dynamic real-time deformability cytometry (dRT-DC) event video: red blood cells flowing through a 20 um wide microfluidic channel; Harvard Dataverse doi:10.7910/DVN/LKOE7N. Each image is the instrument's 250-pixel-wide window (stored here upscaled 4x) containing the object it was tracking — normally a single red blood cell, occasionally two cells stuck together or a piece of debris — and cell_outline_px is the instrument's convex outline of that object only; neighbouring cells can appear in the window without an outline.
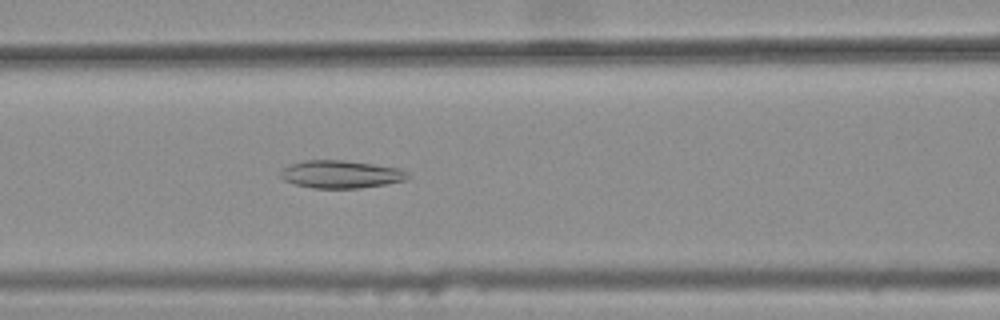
{"species": "common noctule bat (a hibernating species)", "species_latin": "Nyctalus noctula", "temperature_condition": "warm", "stored_images_in_passage": 45, "camera_frame_rate_fps": 3000, "um_per_image_px": 0.085, "animal": {"sex": "female", "body_mass_g": 25.1}, "frame": {"image": 1, "passage_image": 22, "time_ms": 7.0, "image_size_px": [1000, 320], "cell_outline_px": [[412, 176], [404, 180], [384, 184], [360, 188], [312, 188], [296, 184], [284, 180], [280, 176], [280, 172], [284, 168], [292, 164], [304, 160], [344, 160], [400, 168], [408, 172]], "centroid_in_image_um": [28.99, 14.81], "position_along_channel_um": 137.6, "area_um2": 20.46}}
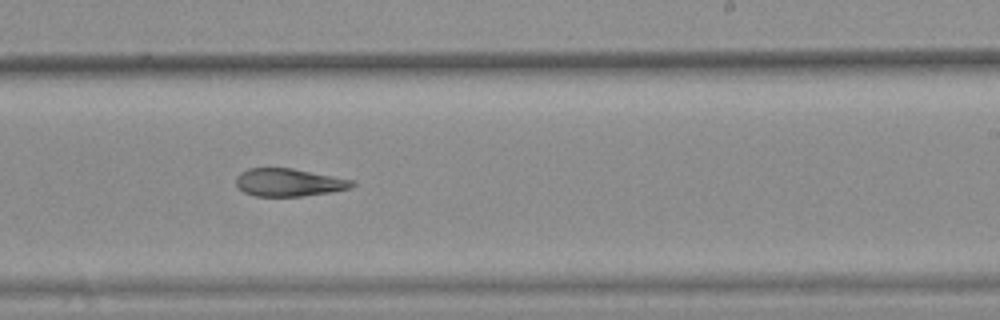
{"frame": {"image": 2, "passage_image": 32, "time_ms": 10.333, "image_size_px": [1000, 320], "cell_outline_px": [[356, 184], [348, 188], [332, 192], [304, 196], [256, 196], [244, 192], [236, 184], [236, 176], [240, 172], [248, 168], [292, 168], [352, 180]], "centroid_in_image_um": [24.52, 15.5], "position_along_channel_um": 264.5, "area_um2": 18.67}}
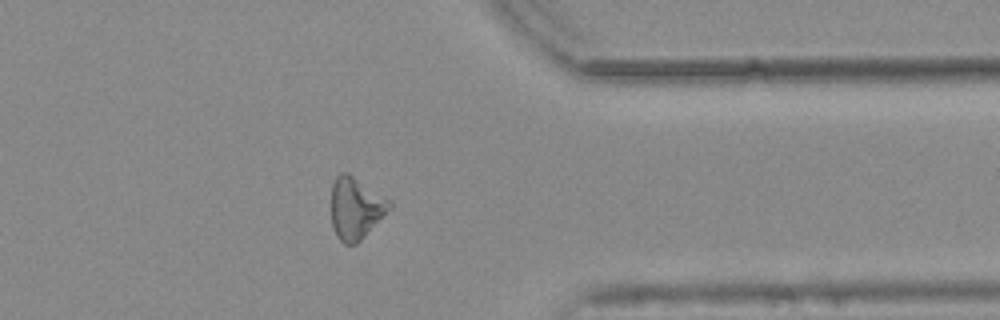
{"frame": {"image": 3, "passage_image": 42, "time_ms": 13.667, "image_size_px": [1000, 320], "cell_outline_px": [[392, 208], [356, 244], [344, 244], [336, 236], [332, 224], [332, 184], [336, 176], [340, 172], [348, 172], [388, 200], [392, 204]], "centroid_in_image_um": [30.22, 17.7], "position_along_channel_um": 381.2, "area_um2": 20.69}, "authors_computed_cell_mechanics": {"area_um2": 21.1548, "velocity_mm_per_s": 3.8166, "shape_relaxation_time_tau1_ms": null, "shape_relaxation_time_tau2_ms": 9.0197, "deformation_change_tau1": null, "deformation_change_tau2": 0.2105}}